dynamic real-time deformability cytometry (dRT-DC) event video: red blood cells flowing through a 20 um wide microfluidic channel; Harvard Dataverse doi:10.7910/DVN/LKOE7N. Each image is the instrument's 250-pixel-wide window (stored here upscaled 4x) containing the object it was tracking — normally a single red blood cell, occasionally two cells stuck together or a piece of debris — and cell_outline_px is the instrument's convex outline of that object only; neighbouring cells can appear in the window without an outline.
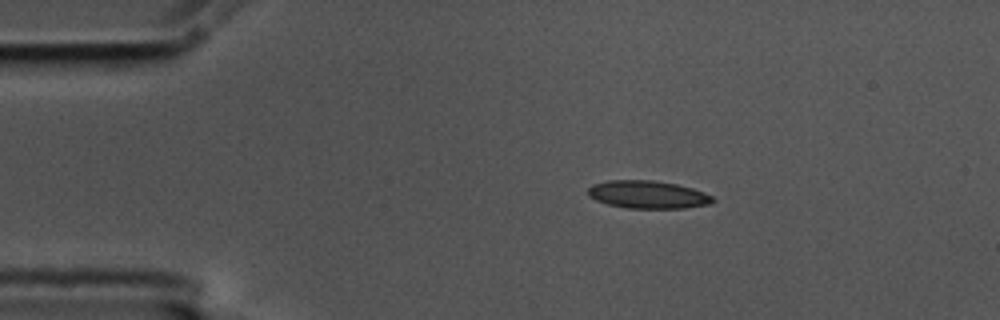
{"species": "common noctule bat (a hibernating species)", "species_latin": "Nyctalus noctula", "temperature_condition": "cold", "stored_images_in_passage": 47, "camera_frame_rate_fps": 3000, "um_per_image_px": 0.085, "animal": {"sex": "male", "body_mass_g": 17.5, "forearm_length_mm": 52.3}, "frame": {"image": 1, "passage_image": 1, "time_ms": 0.0, "image_size_px": [1000, 320], "cell_outline_px": [[716, 200], [708, 204], [684, 208], [624, 208], [608, 204], [596, 200], [588, 196], [588, 188], [592, 184], [608, 180], [652, 180], [676, 184], [692, 188], [704, 192], [712, 196]], "centroid_in_image_um": [55.04, 16.54], "position_along_channel_um": 30.0, "area_um2": 20.23}}
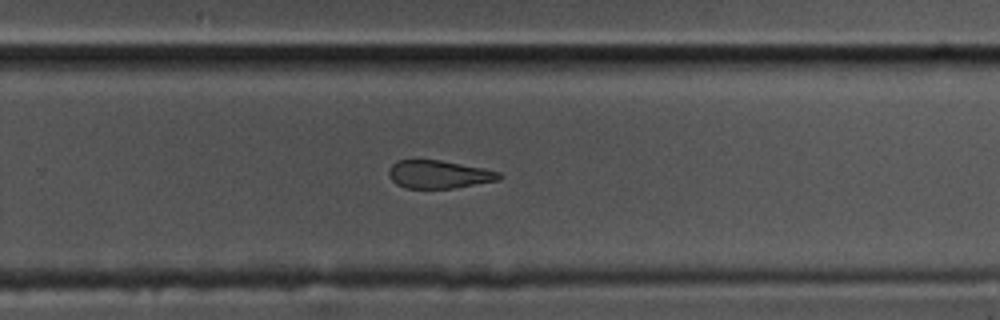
{"frame": {"image": 2, "passage_image": 27, "time_ms": 8.667, "image_size_px": [1000, 320], "cell_outline_px": [[504, 176], [500, 180], [452, 188], [404, 188], [396, 184], [388, 176], [388, 172], [392, 164], [396, 160], [440, 160], [500, 172]], "centroid_in_image_um": [37.28, 14.83], "position_along_channel_um": 292.5, "area_um2": 17.92}}
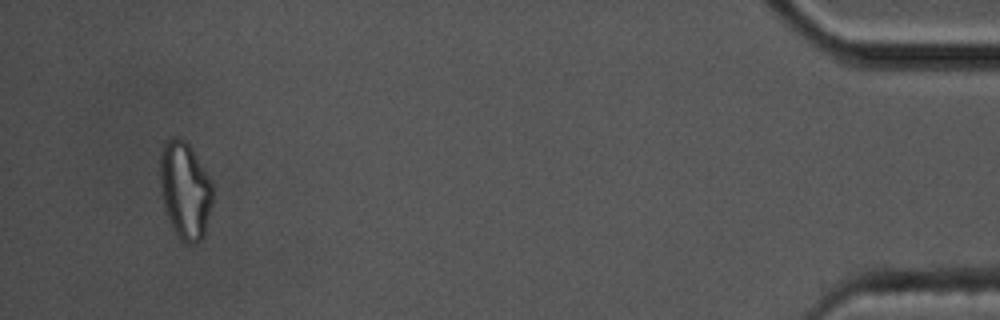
{"frame": {"image": 3, "passage_image": 44, "time_ms": 14.333, "image_size_px": [1000, 320], "cell_outline_px": [[212, 204], [204, 236], [196, 244], [188, 244], [176, 236], [168, 216], [160, 192], [160, 156], [164, 144], [172, 136], [176, 136], [184, 140], [192, 148], [208, 176], [212, 184]], "centroid_in_image_um": [15.73, 16.18], "position_along_channel_um": 419.5, "area_um2": 29.77}, "authors_computed_cell_mechanics": {"area_um2": 20.23, "velocity_mm_per_s": 3.5932, "shape_relaxation_time_tau1_ms": null, "shape_relaxation_time_tau2_ms": 5.2039, "deformation_change_tau1": null, "deformation_change_tau2": 0.1207}}